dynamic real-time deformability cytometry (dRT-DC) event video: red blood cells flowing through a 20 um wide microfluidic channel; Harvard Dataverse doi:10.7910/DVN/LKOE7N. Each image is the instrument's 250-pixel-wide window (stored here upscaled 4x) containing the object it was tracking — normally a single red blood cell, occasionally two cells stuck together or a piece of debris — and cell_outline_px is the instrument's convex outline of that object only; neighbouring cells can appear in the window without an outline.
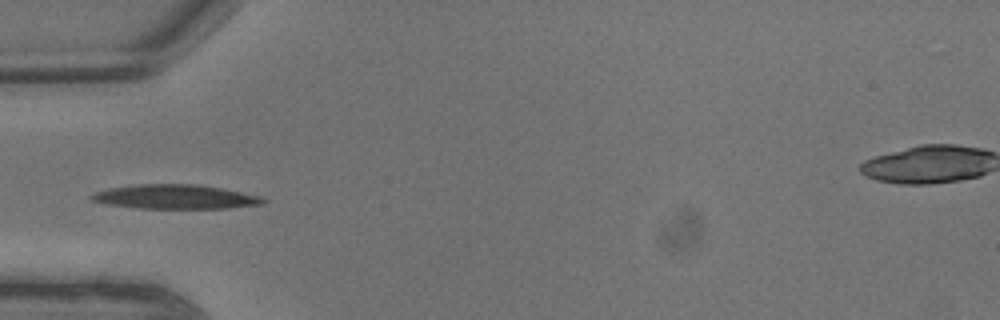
{"species": "common noctule bat (a hibernating species)", "species_latin": "Nyctalus noctula", "temperature_condition": "warm", "stored_images_in_passage": 9, "camera_frame_rate_fps": 3000, "um_per_image_px": 0.085, "animal": {"sex": "male", "body_mass_g": 13.3}, "frame": {"image": 1, "passage_image": 7, "time_ms": 2.0, "image_size_px": [1000, 320], "cell_outline_px": [[268, 200], [264, 204], [228, 208], [136, 208], [108, 204], [92, 200], [88, 196], [96, 192], [108, 188], [136, 184], [196, 184], [220, 188], [260, 196]], "centroid_in_image_um": [14.89, 16.73], "position_along_channel_um": 70.1, "area_um2": 24.16}}
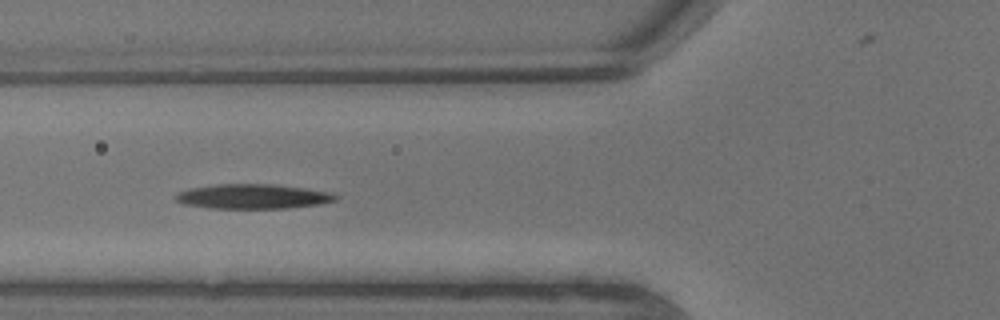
{"frame": {"image": 2, "passage_image": 8, "time_ms": 2.333, "image_size_px": [1000, 320], "cell_outline_px": [[340, 196], [336, 200], [320, 204], [288, 208], [208, 208], [184, 204], [176, 200], [172, 196], [180, 192], [192, 188], [216, 184], [276, 184], [332, 192]], "centroid_in_image_um": [21.53, 16.7], "position_along_channel_um": 104.3, "area_um2": 23.06}}
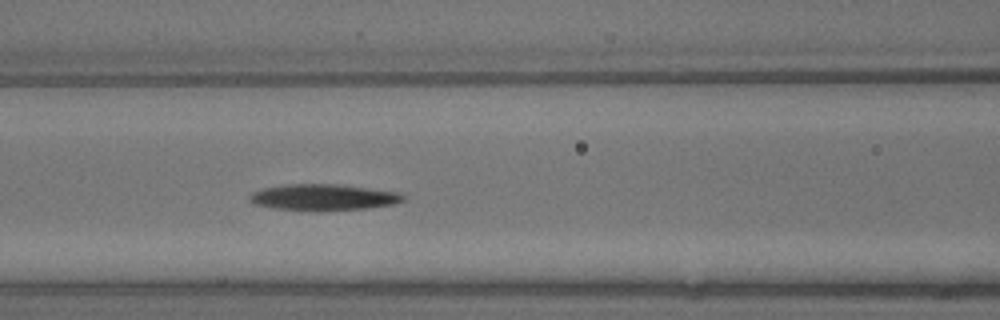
{"frame": {"image": 3, "passage_image": 9, "time_ms": 2.667, "image_size_px": [1000, 320], "cell_outline_px": [[404, 200], [392, 204], [368, 208], [276, 208], [252, 204], [248, 200], [252, 192], [264, 188], [288, 184], [336, 184], [368, 188], [396, 192], [404, 196]], "centroid_in_image_um": [27.45, 16.72], "position_along_channel_um": 139.2, "area_um2": 22.2}}